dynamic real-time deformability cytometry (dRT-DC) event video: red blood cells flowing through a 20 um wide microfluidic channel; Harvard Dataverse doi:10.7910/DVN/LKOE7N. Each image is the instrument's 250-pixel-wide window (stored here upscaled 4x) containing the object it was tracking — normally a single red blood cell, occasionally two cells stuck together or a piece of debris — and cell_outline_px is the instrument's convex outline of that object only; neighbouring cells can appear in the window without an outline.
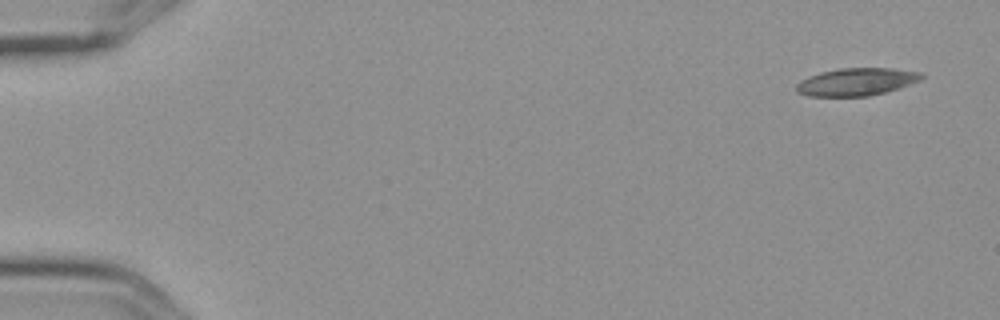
{"species": "Egyptian fruit bat (a non-hibernating species)", "species_latin": "Rousettus aegyptiacus", "temperature_condition": "cold", "stored_images_in_passage": 5, "camera_frame_rate_fps": 3000, "um_per_image_px": 0.085, "frame": {"image": 1, "passage_image": 1, "time_ms": 0.0, "image_size_px": [1000, 320], "cell_outline_px": [[924, 76], [920, 80], [884, 92], [868, 96], [808, 96], [796, 92], [796, 84], [800, 80], [808, 76], [820, 72], [840, 68], [892, 68], [924, 72]], "centroid_in_image_um": [72.77, 6.94], "position_along_channel_um": 12.2, "area_um2": 20.11}}